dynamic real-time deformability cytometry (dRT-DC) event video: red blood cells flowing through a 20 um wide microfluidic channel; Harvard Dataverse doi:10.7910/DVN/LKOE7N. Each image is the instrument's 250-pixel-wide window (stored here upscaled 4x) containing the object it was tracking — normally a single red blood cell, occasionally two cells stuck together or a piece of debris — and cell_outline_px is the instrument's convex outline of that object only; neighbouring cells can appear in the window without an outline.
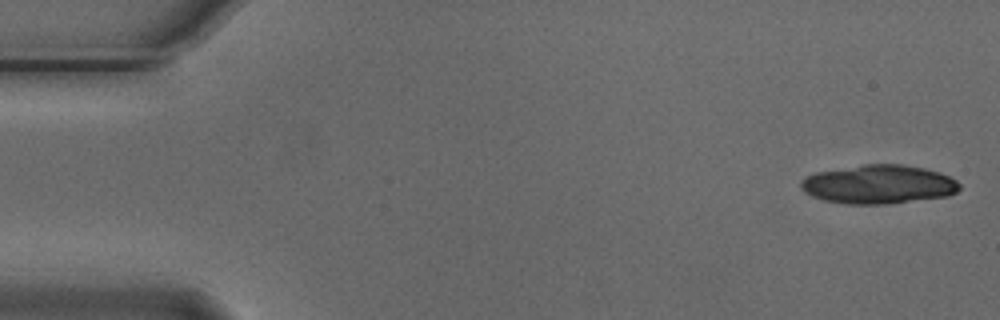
{"species": "Egyptian fruit bat (a non-hibernating species)", "species_latin": "Rousettus aegyptiacus", "temperature_condition": "cold", "stored_images_in_passage": 5, "camera_frame_rate_fps": 3000, "um_per_image_px": 0.085, "animal": {"sex": "male"}, "frame": {"image": 1, "passage_image": 1, "time_ms": 0.0, "image_size_px": [1000, 320], "cell_outline_px": [[960, 188], [956, 192], [948, 196], [884, 204], [848, 204], [824, 200], [812, 196], [804, 192], [800, 188], [800, 180], [816, 172], [864, 164], [904, 164], [924, 168], [940, 172], [956, 180], [960, 184]], "centroid_in_image_um": [74.67, 15.66], "position_along_channel_um": 10.3, "area_um2": 35.89}}